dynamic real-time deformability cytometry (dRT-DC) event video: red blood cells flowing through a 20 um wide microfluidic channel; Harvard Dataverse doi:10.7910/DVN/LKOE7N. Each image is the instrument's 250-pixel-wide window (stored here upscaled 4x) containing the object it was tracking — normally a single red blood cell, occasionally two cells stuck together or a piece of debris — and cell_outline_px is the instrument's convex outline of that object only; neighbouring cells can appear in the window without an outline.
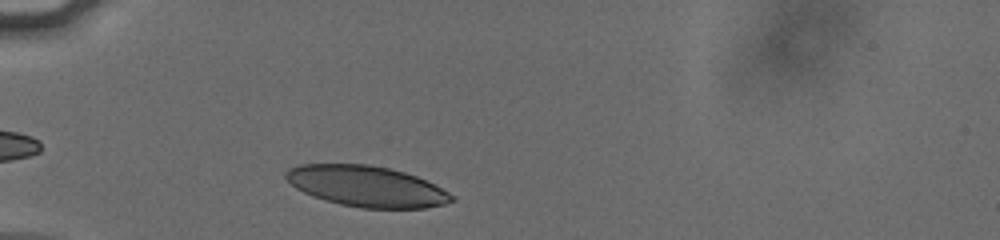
{"species": "human", "species_latin": "Homo sapiens", "temperature_condition": "cold", "stored_images_in_passage": 30, "camera_frame_rate_fps": 3000, "um_per_image_px": 0.085, "donor": {"sex": "male"}, "frame": {"image": 1, "passage_image": 1, "time_ms": 0.0, "image_size_px": [1000, 240], "cell_outline_px": [[456, 200], [444, 204], [424, 208], [360, 208], [340, 204], [324, 200], [312, 196], [296, 188], [284, 176], [284, 172], [288, 168], [300, 164], [368, 164], [388, 168], [404, 172], [416, 176], [456, 196]], "centroid_in_image_um": [31.14, 15.83], "position_along_channel_um": 53.9, "area_um2": 39.36}}
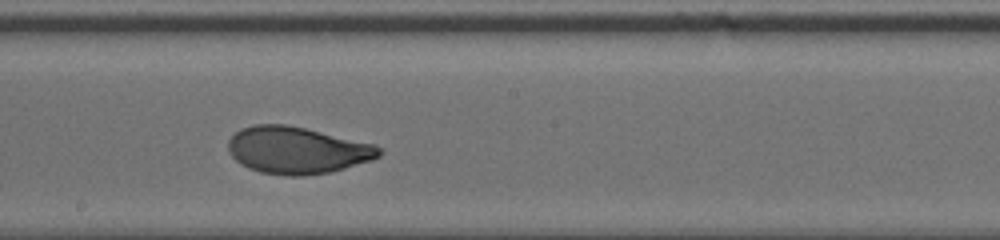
{"frame": {"image": 2, "passage_image": 16, "time_ms": 5.0, "image_size_px": [1000, 240], "cell_outline_px": [[384, 152], [380, 156], [372, 160], [332, 172], [304, 176], [284, 176], [260, 172], [248, 168], [240, 164], [228, 152], [228, 140], [240, 128], [252, 124], [284, 124], [304, 128], [376, 144], [384, 148]], "centroid_in_image_um": [25.27, 12.78], "position_along_channel_um": 222.9, "area_um2": 41.79}}
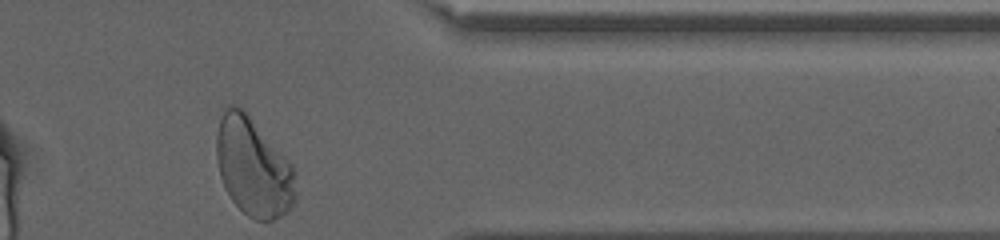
{"frame": {"image": 3, "passage_image": 30, "time_ms": 9.667, "image_size_px": [1000, 240], "cell_outline_px": [[296, 200], [288, 212], [272, 220], [256, 220], [248, 216], [232, 200], [224, 188], [220, 176], [216, 156], [216, 136], [220, 120], [224, 112], [232, 104], [240, 108], [248, 116], [292, 164], [296, 172]], "centroid_in_image_um": [21.55, 14.28], "position_along_channel_um": 389.9, "area_um2": 44.97}, "authors_computed_cell_mechanics": {"area_um2": 41.2114, "velocity_mm_per_s": 3.7904, "shape_relaxation_time_tau1_ms": 3.2872, "shape_relaxation_time_tau2_ms": 0.7276, "deformation_change_tau1": 0.1488, "deformation_change_tau2": 0.0574}}